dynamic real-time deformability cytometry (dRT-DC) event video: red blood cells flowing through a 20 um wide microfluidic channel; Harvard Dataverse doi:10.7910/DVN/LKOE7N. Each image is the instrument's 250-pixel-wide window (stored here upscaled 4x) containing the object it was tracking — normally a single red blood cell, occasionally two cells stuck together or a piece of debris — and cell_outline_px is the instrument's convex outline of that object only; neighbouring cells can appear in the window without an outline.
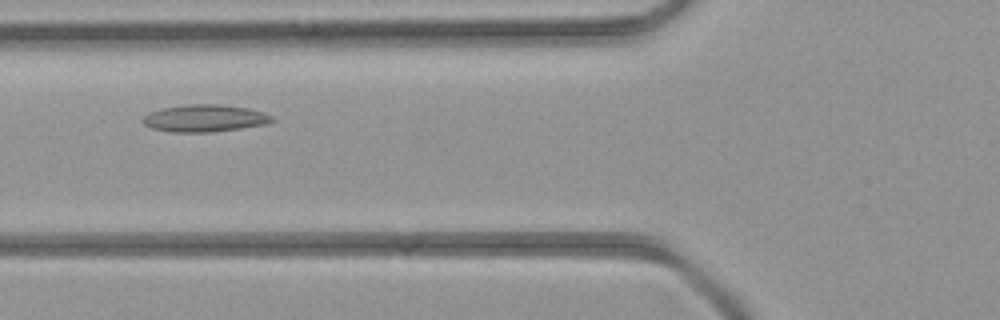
{"species": "common noctule bat (a hibernating species)", "species_latin": "Nyctalus noctula", "temperature_condition": "room temperature", "stored_images_in_passage": 3, "camera_frame_rate_fps": 3000, "um_per_image_px": 0.085, "animal": {"sex": "female", "body_mass_g": 21.9}, "frame": {"image": 1, "passage_image": 2, "time_ms": 1.0, "image_size_px": [1000, 320], "cell_outline_px": [[276, 120], [264, 124], [240, 128], [212, 132], [172, 132], [152, 128], [144, 124], [140, 120], [148, 112], [160, 108], [184, 104], [220, 104], [248, 108], [264, 112], [272, 116]], "centroid_in_image_um": [17.36, 10.04], "position_along_channel_um": 108.4, "area_um2": 20.63}}
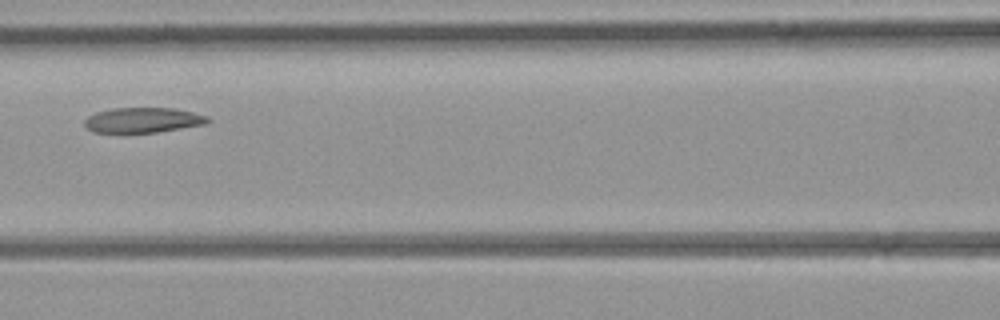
{"frame": {"image": 2, "passage_image": 3, "time_ms": 2.0, "image_size_px": [1000, 320], "cell_outline_px": [[212, 120], [208, 124], [156, 132], [120, 136], [92, 132], [84, 124], [84, 120], [88, 116], [96, 112], [112, 108], [172, 108], [192, 112], [208, 116]], "centroid_in_image_um": [12.09, 10.26], "position_along_channel_um": 154.5, "area_um2": 18.96}}